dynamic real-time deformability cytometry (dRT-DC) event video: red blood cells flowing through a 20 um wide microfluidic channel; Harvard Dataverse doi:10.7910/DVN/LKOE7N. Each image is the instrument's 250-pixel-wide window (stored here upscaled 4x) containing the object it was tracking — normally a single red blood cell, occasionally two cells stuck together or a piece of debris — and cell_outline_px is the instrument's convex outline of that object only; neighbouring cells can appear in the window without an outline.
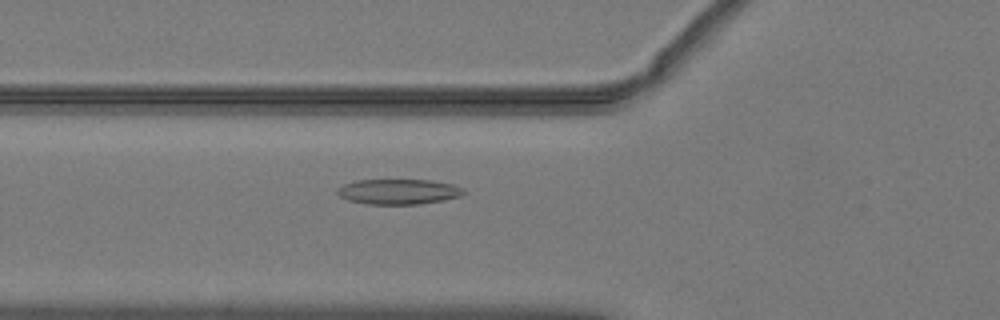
{"species": "common noctule bat (a hibernating species)", "species_latin": "Nyctalus noctula", "temperature_condition": "warm", "stored_images_in_passage": 52, "camera_frame_rate_fps": 3000, "um_per_image_px": 0.085, "animal": {"sex": "male", "body_mass_g": 19.2, "forearm_length_mm": 51.8}, "frame": {"image": 1, "passage_image": 20, "time_ms": 6.333, "image_size_px": [1000, 320], "cell_outline_px": [[468, 192], [460, 196], [444, 200], [420, 204], [368, 204], [348, 200], [340, 196], [336, 192], [344, 184], [356, 180], [432, 180], [452, 184], [464, 188]], "centroid_in_image_um": [33.93, 16.29], "position_along_channel_um": 91.9, "area_um2": 18.61}}
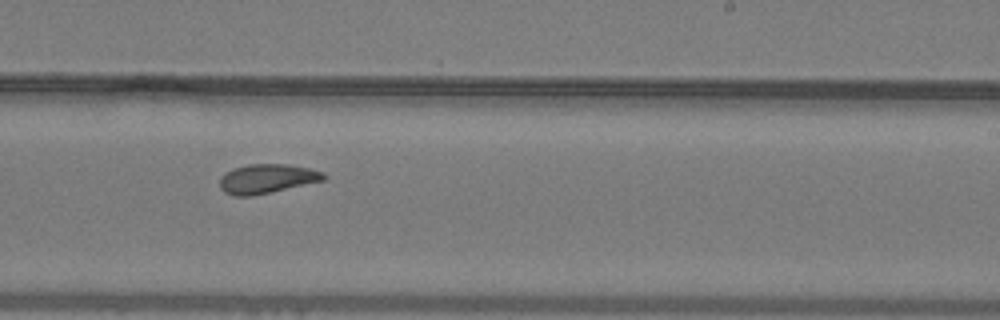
{"frame": {"image": 2, "passage_image": 33, "time_ms": 10.667, "image_size_px": [1000, 320], "cell_outline_px": [[328, 176], [324, 180], [252, 196], [232, 196], [224, 192], [220, 188], [220, 176], [224, 172], [232, 168], [248, 164], [288, 164], [308, 168], [324, 172]], "centroid_in_image_um": [22.65, 15.18], "position_along_channel_um": 266.3, "area_um2": 17.86}}
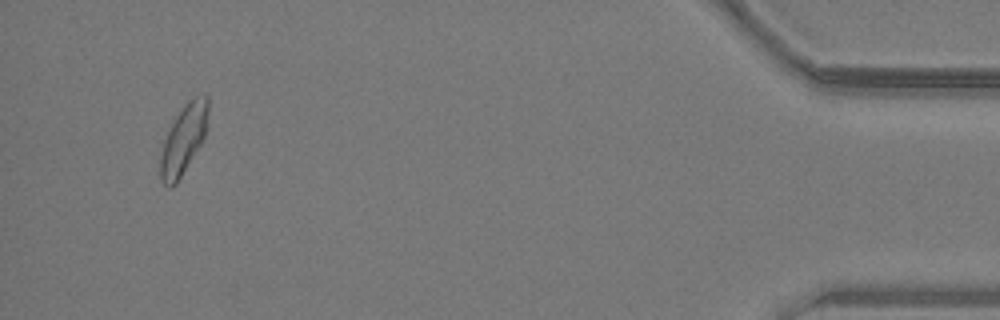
{"frame": {"image": 3, "passage_image": 50, "time_ms": 16.333, "image_size_px": [1000, 320], "cell_outline_px": [[208, 112], [204, 136], [200, 144], [176, 184], [172, 188], [168, 188], [160, 180], [160, 156], [164, 140], [176, 116], [188, 100], [204, 92], [208, 96]], "centroid_in_image_um": [15.59, 11.85], "position_along_channel_um": 419.6, "area_um2": 18.96}, "authors_computed_cell_mechanics": {"area_um2": 18.6694, "velocity_mm_per_s": 4.0118, "shape_relaxation_time_tau1_ms": 5.1106, "shape_relaxation_time_tau2_ms": 2.731, "deformation_change_tau1": 0.1455, "deformation_change_tau2": 0.1001}}